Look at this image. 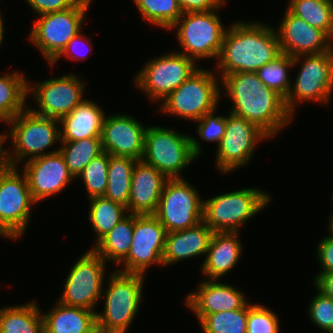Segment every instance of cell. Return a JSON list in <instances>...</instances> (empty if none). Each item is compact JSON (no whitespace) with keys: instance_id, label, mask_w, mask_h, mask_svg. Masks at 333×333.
<instances>
[{"instance_id":"6da1fadb","label":"cell","mask_w":333,"mask_h":333,"mask_svg":"<svg viewBox=\"0 0 333 333\" xmlns=\"http://www.w3.org/2000/svg\"><path fill=\"white\" fill-rule=\"evenodd\" d=\"M221 79L220 86L232 101L230 112L256 124L270 138L293 121L284 98L268 88L256 72L231 73Z\"/></svg>"},{"instance_id":"7a4b0ae2","label":"cell","mask_w":333,"mask_h":333,"mask_svg":"<svg viewBox=\"0 0 333 333\" xmlns=\"http://www.w3.org/2000/svg\"><path fill=\"white\" fill-rule=\"evenodd\" d=\"M281 53L273 26L235 21L225 33L216 70L220 78L231 73L256 72Z\"/></svg>"},{"instance_id":"3957f363","label":"cell","mask_w":333,"mask_h":333,"mask_svg":"<svg viewBox=\"0 0 333 333\" xmlns=\"http://www.w3.org/2000/svg\"><path fill=\"white\" fill-rule=\"evenodd\" d=\"M201 153V143L193 136L161 126L146 128L141 160L168 179L183 178L182 170L195 162Z\"/></svg>"},{"instance_id":"277c9868","label":"cell","mask_w":333,"mask_h":333,"mask_svg":"<svg viewBox=\"0 0 333 333\" xmlns=\"http://www.w3.org/2000/svg\"><path fill=\"white\" fill-rule=\"evenodd\" d=\"M9 131L6 140H11L12 151L7 149L9 166L59 151V148L44 152L55 143L61 142L59 119L34 114L28 107L15 118L7 121ZM9 136V137H8ZM27 160H26V159Z\"/></svg>"},{"instance_id":"5b68a950","label":"cell","mask_w":333,"mask_h":333,"mask_svg":"<svg viewBox=\"0 0 333 333\" xmlns=\"http://www.w3.org/2000/svg\"><path fill=\"white\" fill-rule=\"evenodd\" d=\"M145 275L114 270L103 288V312L96 311V325L107 333H126L139 313Z\"/></svg>"},{"instance_id":"8992f818","label":"cell","mask_w":333,"mask_h":333,"mask_svg":"<svg viewBox=\"0 0 333 333\" xmlns=\"http://www.w3.org/2000/svg\"><path fill=\"white\" fill-rule=\"evenodd\" d=\"M271 198L255 187L219 194L203 200V222L213 232H239L248 219L271 203Z\"/></svg>"},{"instance_id":"52a82bcc","label":"cell","mask_w":333,"mask_h":333,"mask_svg":"<svg viewBox=\"0 0 333 333\" xmlns=\"http://www.w3.org/2000/svg\"><path fill=\"white\" fill-rule=\"evenodd\" d=\"M217 76L216 72L199 67L160 102L159 112L195 122L218 109L222 89Z\"/></svg>"},{"instance_id":"ba28073f","label":"cell","mask_w":333,"mask_h":333,"mask_svg":"<svg viewBox=\"0 0 333 333\" xmlns=\"http://www.w3.org/2000/svg\"><path fill=\"white\" fill-rule=\"evenodd\" d=\"M91 2L92 0H79L69 9L39 15L33 21L28 40L39 49L48 64L75 35L82 32Z\"/></svg>"},{"instance_id":"9c48e42d","label":"cell","mask_w":333,"mask_h":333,"mask_svg":"<svg viewBox=\"0 0 333 333\" xmlns=\"http://www.w3.org/2000/svg\"><path fill=\"white\" fill-rule=\"evenodd\" d=\"M303 58V60H302ZM302 61V62H301ZM301 62V63H300ZM301 64L294 85L284 99L287 111L293 116L296 104L318 102L328 104L333 94V48L330 51L300 55L293 58V67Z\"/></svg>"},{"instance_id":"30bf717a","label":"cell","mask_w":333,"mask_h":333,"mask_svg":"<svg viewBox=\"0 0 333 333\" xmlns=\"http://www.w3.org/2000/svg\"><path fill=\"white\" fill-rule=\"evenodd\" d=\"M218 9L208 12L183 13L170 28L177 29L176 38L182 51L195 62L200 59H218L227 29Z\"/></svg>"},{"instance_id":"8fae6325","label":"cell","mask_w":333,"mask_h":333,"mask_svg":"<svg viewBox=\"0 0 333 333\" xmlns=\"http://www.w3.org/2000/svg\"><path fill=\"white\" fill-rule=\"evenodd\" d=\"M34 205L25 173L8 166L0 174V231L10 240L20 238L26 233Z\"/></svg>"},{"instance_id":"7c38bea8","label":"cell","mask_w":333,"mask_h":333,"mask_svg":"<svg viewBox=\"0 0 333 333\" xmlns=\"http://www.w3.org/2000/svg\"><path fill=\"white\" fill-rule=\"evenodd\" d=\"M197 65L184 54L165 53L143 65L134 77V85L151 101L160 102L184 83L199 68Z\"/></svg>"},{"instance_id":"4fadbf2b","label":"cell","mask_w":333,"mask_h":333,"mask_svg":"<svg viewBox=\"0 0 333 333\" xmlns=\"http://www.w3.org/2000/svg\"><path fill=\"white\" fill-rule=\"evenodd\" d=\"M184 178L168 179L153 214L167 233L195 227L203 221V200Z\"/></svg>"},{"instance_id":"5bb4252c","label":"cell","mask_w":333,"mask_h":333,"mask_svg":"<svg viewBox=\"0 0 333 333\" xmlns=\"http://www.w3.org/2000/svg\"><path fill=\"white\" fill-rule=\"evenodd\" d=\"M105 265L106 261L90 248L69 269L63 293L57 300L67 306L96 311L105 285Z\"/></svg>"},{"instance_id":"9a60e30c","label":"cell","mask_w":333,"mask_h":333,"mask_svg":"<svg viewBox=\"0 0 333 333\" xmlns=\"http://www.w3.org/2000/svg\"><path fill=\"white\" fill-rule=\"evenodd\" d=\"M267 139L270 137L256 124L229 112L225 134L215 152L217 170L228 174L246 166L257 144Z\"/></svg>"},{"instance_id":"2e32d148","label":"cell","mask_w":333,"mask_h":333,"mask_svg":"<svg viewBox=\"0 0 333 333\" xmlns=\"http://www.w3.org/2000/svg\"><path fill=\"white\" fill-rule=\"evenodd\" d=\"M28 80V96L35 100V108L29 109L36 115L60 119L72 112L84 99L85 82L73 73L50 78L32 84Z\"/></svg>"},{"instance_id":"e0dca14e","label":"cell","mask_w":333,"mask_h":333,"mask_svg":"<svg viewBox=\"0 0 333 333\" xmlns=\"http://www.w3.org/2000/svg\"><path fill=\"white\" fill-rule=\"evenodd\" d=\"M167 231L153 214H133V238L120 272L145 275L150 266H163Z\"/></svg>"},{"instance_id":"ac0fdd59","label":"cell","mask_w":333,"mask_h":333,"mask_svg":"<svg viewBox=\"0 0 333 333\" xmlns=\"http://www.w3.org/2000/svg\"><path fill=\"white\" fill-rule=\"evenodd\" d=\"M22 171L37 204L62 192L74 179L60 151L24 161Z\"/></svg>"},{"instance_id":"d6986e66","label":"cell","mask_w":333,"mask_h":333,"mask_svg":"<svg viewBox=\"0 0 333 333\" xmlns=\"http://www.w3.org/2000/svg\"><path fill=\"white\" fill-rule=\"evenodd\" d=\"M146 128L136 118L127 114L105 116L101 133L103 152L141 160Z\"/></svg>"},{"instance_id":"ffe728a7","label":"cell","mask_w":333,"mask_h":333,"mask_svg":"<svg viewBox=\"0 0 333 333\" xmlns=\"http://www.w3.org/2000/svg\"><path fill=\"white\" fill-rule=\"evenodd\" d=\"M279 28H275L282 53L293 58L330 51L333 41L322 31L292 14L287 8Z\"/></svg>"},{"instance_id":"44dd1931","label":"cell","mask_w":333,"mask_h":333,"mask_svg":"<svg viewBox=\"0 0 333 333\" xmlns=\"http://www.w3.org/2000/svg\"><path fill=\"white\" fill-rule=\"evenodd\" d=\"M218 281L203 279L195 292L187 294L185 305L198 321L207 314L240 309L247 303L243 291Z\"/></svg>"},{"instance_id":"7402d4cb","label":"cell","mask_w":333,"mask_h":333,"mask_svg":"<svg viewBox=\"0 0 333 333\" xmlns=\"http://www.w3.org/2000/svg\"><path fill=\"white\" fill-rule=\"evenodd\" d=\"M167 180L154 166L137 160L132 173L128 213L154 214Z\"/></svg>"},{"instance_id":"603a6c76","label":"cell","mask_w":333,"mask_h":333,"mask_svg":"<svg viewBox=\"0 0 333 333\" xmlns=\"http://www.w3.org/2000/svg\"><path fill=\"white\" fill-rule=\"evenodd\" d=\"M239 232H214L201 265L208 280H221L240 261L244 249Z\"/></svg>"},{"instance_id":"cb8c5ba5","label":"cell","mask_w":333,"mask_h":333,"mask_svg":"<svg viewBox=\"0 0 333 333\" xmlns=\"http://www.w3.org/2000/svg\"><path fill=\"white\" fill-rule=\"evenodd\" d=\"M213 233L203 221L189 229L168 232L162 255L163 266L207 254Z\"/></svg>"},{"instance_id":"d4e9b609","label":"cell","mask_w":333,"mask_h":333,"mask_svg":"<svg viewBox=\"0 0 333 333\" xmlns=\"http://www.w3.org/2000/svg\"><path fill=\"white\" fill-rule=\"evenodd\" d=\"M105 116L100 105L84 99L72 112L59 119L61 142L101 137Z\"/></svg>"},{"instance_id":"484cf974","label":"cell","mask_w":333,"mask_h":333,"mask_svg":"<svg viewBox=\"0 0 333 333\" xmlns=\"http://www.w3.org/2000/svg\"><path fill=\"white\" fill-rule=\"evenodd\" d=\"M42 312L44 333H88L96 326V312L59 301L49 312Z\"/></svg>"},{"instance_id":"4316f807","label":"cell","mask_w":333,"mask_h":333,"mask_svg":"<svg viewBox=\"0 0 333 333\" xmlns=\"http://www.w3.org/2000/svg\"><path fill=\"white\" fill-rule=\"evenodd\" d=\"M0 333H44V321L36 301L0 308Z\"/></svg>"},{"instance_id":"83f0119b","label":"cell","mask_w":333,"mask_h":333,"mask_svg":"<svg viewBox=\"0 0 333 333\" xmlns=\"http://www.w3.org/2000/svg\"><path fill=\"white\" fill-rule=\"evenodd\" d=\"M28 81L17 69L0 76V122L6 123L28 106Z\"/></svg>"},{"instance_id":"f1b7e54d","label":"cell","mask_w":333,"mask_h":333,"mask_svg":"<svg viewBox=\"0 0 333 333\" xmlns=\"http://www.w3.org/2000/svg\"><path fill=\"white\" fill-rule=\"evenodd\" d=\"M133 238V214L124 217L92 249L107 263L119 265L127 257Z\"/></svg>"},{"instance_id":"f546056e","label":"cell","mask_w":333,"mask_h":333,"mask_svg":"<svg viewBox=\"0 0 333 333\" xmlns=\"http://www.w3.org/2000/svg\"><path fill=\"white\" fill-rule=\"evenodd\" d=\"M137 160L109 154L108 182L104 197L128 207L132 173Z\"/></svg>"},{"instance_id":"4dcf8cb0","label":"cell","mask_w":333,"mask_h":333,"mask_svg":"<svg viewBox=\"0 0 333 333\" xmlns=\"http://www.w3.org/2000/svg\"><path fill=\"white\" fill-rule=\"evenodd\" d=\"M287 9L333 41V0H288Z\"/></svg>"},{"instance_id":"1f68e13d","label":"cell","mask_w":333,"mask_h":333,"mask_svg":"<svg viewBox=\"0 0 333 333\" xmlns=\"http://www.w3.org/2000/svg\"><path fill=\"white\" fill-rule=\"evenodd\" d=\"M90 203L89 221L96 235V243L129 213L127 207L110 199L93 197Z\"/></svg>"},{"instance_id":"d6a6232c","label":"cell","mask_w":333,"mask_h":333,"mask_svg":"<svg viewBox=\"0 0 333 333\" xmlns=\"http://www.w3.org/2000/svg\"><path fill=\"white\" fill-rule=\"evenodd\" d=\"M59 148L74 180L92 159L103 153L101 137H90L73 142H60Z\"/></svg>"},{"instance_id":"836d02e7","label":"cell","mask_w":333,"mask_h":333,"mask_svg":"<svg viewBox=\"0 0 333 333\" xmlns=\"http://www.w3.org/2000/svg\"><path fill=\"white\" fill-rule=\"evenodd\" d=\"M141 17L159 29L170 30L183 14L177 0H133Z\"/></svg>"},{"instance_id":"e575fe53","label":"cell","mask_w":333,"mask_h":333,"mask_svg":"<svg viewBox=\"0 0 333 333\" xmlns=\"http://www.w3.org/2000/svg\"><path fill=\"white\" fill-rule=\"evenodd\" d=\"M293 57L281 53L272 61L263 65L256 71L260 80L268 87L275 90L284 99L291 88L290 69H293Z\"/></svg>"},{"instance_id":"d590c367","label":"cell","mask_w":333,"mask_h":333,"mask_svg":"<svg viewBox=\"0 0 333 333\" xmlns=\"http://www.w3.org/2000/svg\"><path fill=\"white\" fill-rule=\"evenodd\" d=\"M248 302L240 309L205 315L199 324L204 333H247Z\"/></svg>"},{"instance_id":"8d00e7d4","label":"cell","mask_w":333,"mask_h":333,"mask_svg":"<svg viewBox=\"0 0 333 333\" xmlns=\"http://www.w3.org/2000/svg\"><path fill=\"white\" fill-rule=\"evenodd\" d=\"M109 154L103 152L83 169L78 176L85 185L88 198L104 196L108 182Z\"/></svg>"},{"instance_id":"74e56055","label":"cell","mask_w":333,"mask_h":333,"mask_svg":"<svg viewBox=\"0 0 333 333\" xmlns=\"http://www.w3.org/2000/svg\"><path fill=\"white\" fill-rule=\"evenodd\" d=\"M279 317L263 304L248 302L247 333H280Z\"/></svg>"},{"instance_id":"f35d334b","label":"cell","mask_w":333,"mask_h":333,"mask_svg":"<svg viewBox=\"0 0 333 333\" xmlns=\"http://www.w3.org/2000/svg\"><path fill=\"white\" fill-rule=\"evenodd\" d=\"M318 293L308 305V315L311 322L325 333H333V299Z\"/></svg>"},{"instance_id":"ab89813d","label":"cell","mask_w":333,"mask_h":333,"mask_svg":"<svg viewBox=\"0 0 333 333\" xmlns=\"http://www.w3.org/2000/svg\"><path fill=\"white\" fill-rule=\"evenodd\" d=\"M216 110L206 113L198 122L197 134L206 142L216 143L217 147L225 134L227 116L216 115Z\"/></svg>"},{"instance_id":"60d3db41","label":"cell","mask_w":333,"mask_h":333,"mask_svg":"<svg viewBox=\"0 0 333 333\" xmlns=\"http://www.w3.org/2000/svg\"><path fill=\"white\" fill-rule=\"evenodd\" d=\"M86 38H87V36H85L84 34L79 32L68 42V44L62 50V52L49 65L53 66L54 64H56L57 61H59V58L61 59V56H63V55L66 58H70L75 61L82 59V58H83V60L86 59V57L88 56L86 54L90 50L89 49L90 47H88V46L92 45V43L90 42L91 39H89V38L86 39ZM81 45H83L82 47H84V45H87L86 47H88V50L86 48L87 52L84 51V53H83L84 55L81 53V51H82V49L80 48ZM79 52H80V54H79Z\"/></svg>"},{"instance_id":"b9f144b4","label":"cell","mask_w":333,"mask_h":333,"mask_svg":"<svg viewBox=\"0 0 333 333\" xmlns=\"http://www.w3.org/2000/svg\"><path fill=\"white\" fill-rule=\"evenodd\" d=\"M35 14L43 15L47 13L63 11L73 7L79 0H25Z\"/></svg>"},{"instance_id":"7bdbcfd3","label":"cell","mask_w":333,"mask_h":333,"mask_svg":"<svg viewBox=\"0 0 333 333\" xmlns=\"http://www.w3.org/2000/svg\"><path fill=\"white\" fill-rule=\"evenodd\" d=\"M317 260L321 266L319 273L333 272V238L326 236L317 245Z\"/></svg>"},{"instance_id":"ee69618b","label":"cell","mask_w":333,"mask_h":333,"mask_svg":"<svg viewBox=\"0 0 333 333\" xmlns=\"http://www.w3.org/2000/svg\"><path fill=\"white\" fill-rule=\"evenodd\" d=\"M182 13L208 12L226 5V0H177Z\"/></svg>"},{"instance_id":"f6af8a7d","label":"cell","mask_w":333,"mask_h":333,"mask_svg":"<svg viewBox=\"0 0 333 333\" xmlns=\"http://www.w3.org/2000/svg\"><path fill=\"white\" fill-rule=\"evenodd\" d=\"M314 288L322 294L333 299V272L332 273H318L313 279Z\"/></svg>"},{"instance_id":"bcb514c9","label":"cell","mask_w":333,"mask_h":333,"mask_svg":"<svg viewBox=\"0 0 333 333\" xmlns=\"http://www.w3.org/2000/svg\"><path fill=\"white\" fill-rule=\"evenodd\" d=\"M5 133L0 134V174L9 166L7 161V148H3L6 140Z\"/></svg>"},{"instance_id":"7dc6e473","label":"cell","mask_w":333,"mask_h":333,"mask_svg":"<svg viewBox=\"0 0 333 333\" xmlns=\"http://www.w3.org/2000/svg\"><path fill=\"white\" fill-rule=\"evenodd\" d=\"M1 11H0V47L2 46V42H3V39H4V23H3V18H2V15H1Z\"/></svg>"},{"instance_id":"c3c4849f","label":"cell","mask_w":333,"mask_h":333,"mask_svg":"<svg viewBox=\"0 0 333 333\" xmlns=\"http://www.w3.org/2000/svg\"><path fill=\"white\" fill-rule=\"evenodd\" d=\"M330 222H328V229H329V237L333 238V215H330L329 217Z\"/></svg>"},{"instance_id":"681fc988","label":"cell","mask_w":333,"mask_h":333,"mask_svg":"<svg viewBox=\"0 0 333 333\" xmlns=\"http://www.w3.org/2000/svg\"><path fill=\"white\" fill-rule=\"evenodd\" d=\"M88 333H107L105 332L103 329H101L100 327H98L97 325L90 330Z\"/></svg>"},{"instance_id":"f907efd6","label":"cell","mask_w":333,"mask_h":333,"mask_svg":"<svg viewBox=\"0 0 333 333\" xmlns=\"http://www.w3.org/2000/svg\"><path fill=\"white\" fill-rule=\"evenodd\" d=\"M0 236L7 238L1 231H0Z\"/></svg>"}]
</instances>
